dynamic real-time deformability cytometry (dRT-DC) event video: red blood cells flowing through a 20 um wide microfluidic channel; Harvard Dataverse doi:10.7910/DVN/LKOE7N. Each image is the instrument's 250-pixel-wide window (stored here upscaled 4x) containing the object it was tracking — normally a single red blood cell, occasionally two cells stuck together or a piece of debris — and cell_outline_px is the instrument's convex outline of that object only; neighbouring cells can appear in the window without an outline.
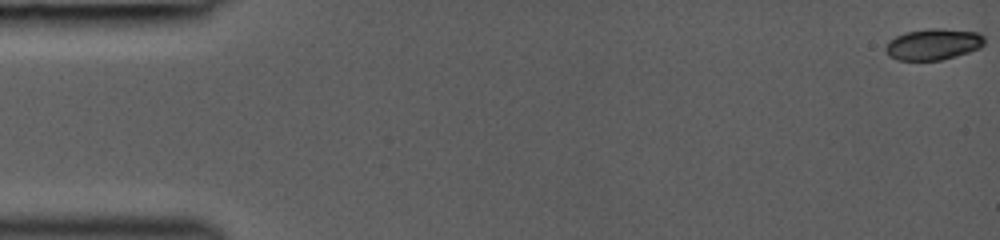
{"species": "common noctule bat (a hibernating species)", "species_latin": "Nyctalus noctula", "temperature_condition": "room temperature", "stored_images_in_passage": 42, "camera_frame_rate_fps": 3000, "um_per_image_px": 0.085, "animal": {"sex": "female", "body_mass_g": 19.0, "forearm_length_mm": 53.3}, "frame": {"image": 1, "passage_image": 1, "time_ms": 0.0, "image_size_px": [1000, 240], "cell_outline_px": [[984, 44], [980, 48], [956, 56], [940, 60], [896, 60], [888, 56], [884, 48], [888, 40], [904, 32], [928, 28], [940, 28], [980, 32], [984, 36]], "centroid_in_image_um": [79.31, 3.75], "position_along_channel_um": 5.7, "area_um2": 18.26}}
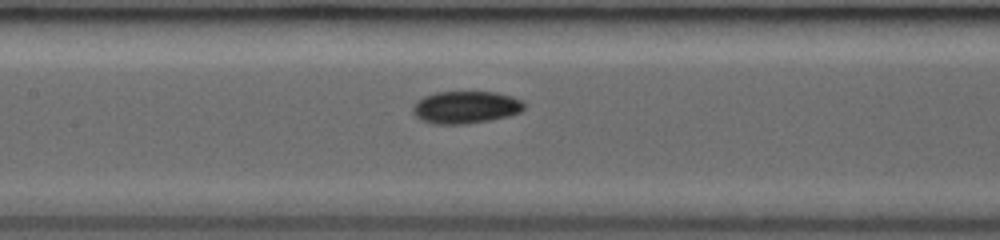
{"frame": {"image": 2, "passage_image": 18, "time_ms": 7.333, "image_size_px": [1000, 240], "cell_outline_px": [[524, 108], [520, 112], [508, 116], [492, 120], [468, 124], [432, 124], [420, 120], [412, 112], [412, 104], [416, 100], [424, 96], [436, 92], [496, 92], [512, 96], [520, 100], [524, 104]], "centroid_in_image_um": [39.54, 9.12], "position_along_channel_um": 167.9, "area_um2": 21.27}}
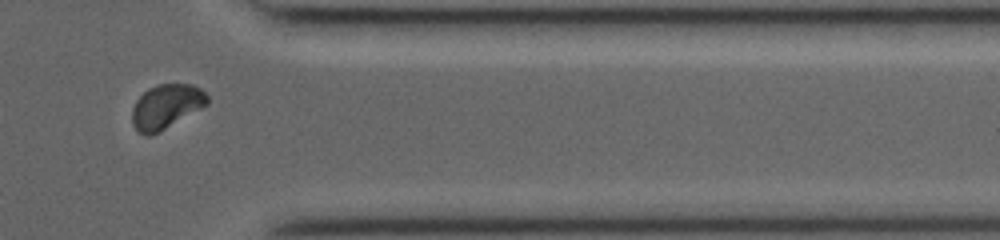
{"frame": {"image": 3, "passage_image": 36, "time_ms": 12.667, "image_size_px": [1000, 240], "cell_outline_px": [[208, 104], [152, 136], [144, 136], [132, 124], [132, 108], [136, 100], [148, 88], [156, 84], [192, 84], [200, 88], [208, 96]], "centroid_in_image_um": [14.11, 9.05], "position_along_channel_um": 397.3, "area_um2": 19.42}}